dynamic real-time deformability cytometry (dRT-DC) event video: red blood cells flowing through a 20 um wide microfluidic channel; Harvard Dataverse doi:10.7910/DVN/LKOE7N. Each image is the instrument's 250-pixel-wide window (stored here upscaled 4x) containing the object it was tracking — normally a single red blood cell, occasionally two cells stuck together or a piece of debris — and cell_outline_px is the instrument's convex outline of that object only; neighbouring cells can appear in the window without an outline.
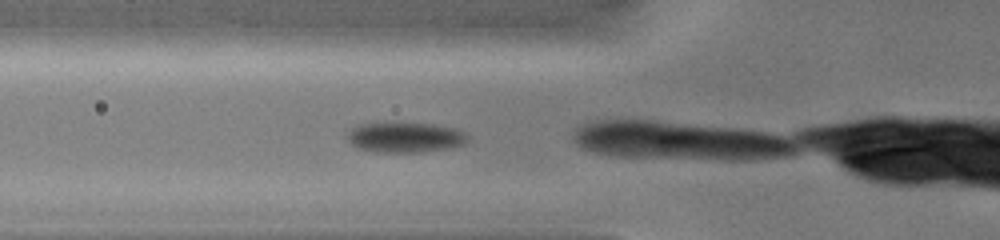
{"species": "common noctule bat (a hibernating species)", "species_latin": "Nyctalus noctula", "temperature_condition": "warm", "stored_images_in_passage": 8, "camera_frame_rate_fps": 3000, "um_per_image_px": 0.085, "animal": {"sex": "female", "body_mass_g": 19.0, "forearm_length_mm": 51.5}, "frame": {"image": 1, "passage_image": 2, "time_ms": 0.333, "image_size_px": [1000, 240], "cell_outline_px": [[468, 140], [464, 144], [452, 148], [420, 152], [376, 152], [356, 148], [344, 136], [352, 128], [360, 124], [384, 120], [400, 120], [436, 124], [460, 128], [468, 132]], "centroid_in_image_um": [34.45, 11.61], "position_along_channel_um": 91.3, "area_um2": 22.72}}